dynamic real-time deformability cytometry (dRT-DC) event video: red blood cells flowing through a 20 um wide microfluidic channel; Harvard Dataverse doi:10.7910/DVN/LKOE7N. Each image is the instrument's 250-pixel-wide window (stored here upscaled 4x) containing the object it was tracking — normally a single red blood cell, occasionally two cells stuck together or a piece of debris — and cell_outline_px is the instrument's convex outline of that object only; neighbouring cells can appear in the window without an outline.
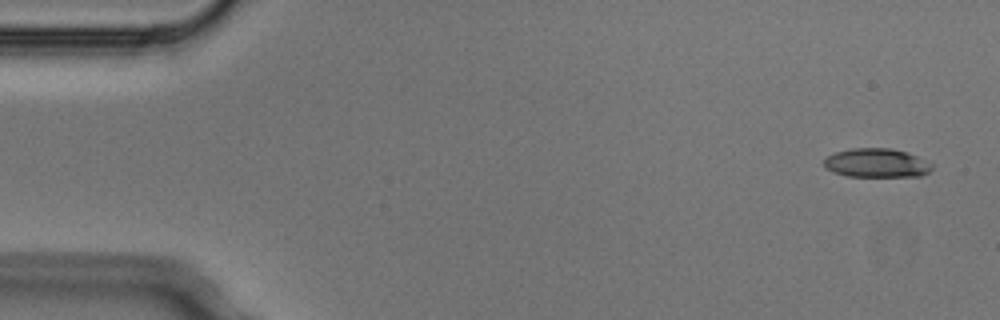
{"species": "Egyptian fruit bat (a non-hibernating species)", "species_latin": "Rousettus aegyptiacus", "temperature_condition": "cold", "stored_images_in_passage": 7, "camera_frame_rate_fps": 3000, "um_per_image_px": 0.085, "animal": {"sex": "male"}, "frame": {"image": 1, "passage_image": 1, "time_ms": 0.0, "image_size_px": [1000, 320], "cell_outline_px": [[932, 168], [928, 172], [920, 176], [848, 176], [832, 172], [824, 168], [824, 160], [828, 156], [836, 152], [852, 148], [892, 148], [916, 156], [932, 164]], "centroid_in_image_um": [74.47, 13.85], "position_along_channel_um": 10.5, "area_um2": 18.03}}
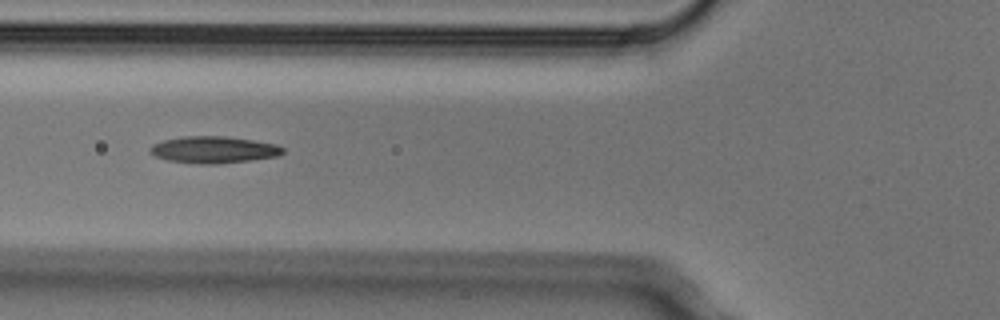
{"frame": {"image": 2, "passage_image": 6, "time_ms": 1.667, "image_size_px": [1000, 320], "cell_outline_px": [[284, 152], [280, 156], [216, 164], [200, 164], [168, 160], [156, 156], [148, 148], [152, 144], [164, 140], [184, 136], [224, 136], [252, 140], [276, 144], [284, 148]], "centroid_in_image_um": [18.18, 12.72], "position_along_channel_um": 107.6, "area_um2": 20.58}}
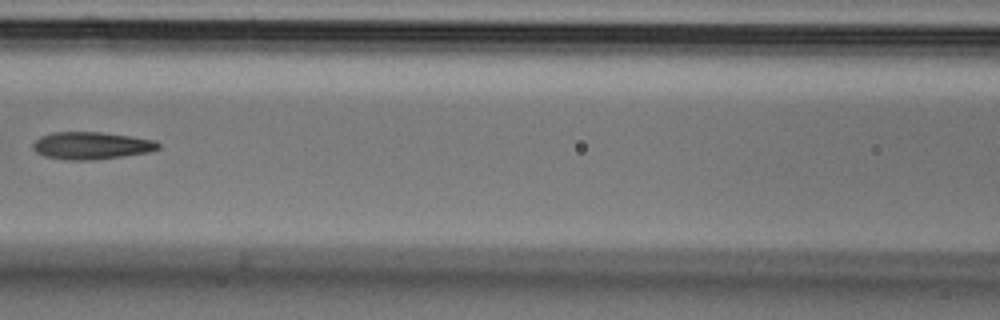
{"frame": {"image": 3, "passage_image": 7, "time_ms": 2.0, "image_size_px": [1000, 320], "cell_outline_px": [[160, 148], [148, 152], [96, 160], [68, 160], [44, 156], [36, 152], [32, 148], [32, 144], [40, 136], [52, 132], [100, 132], [132, 136], [156, 140], [160, 144]], "centroid_in_image_um": [7.76, 12.37], "position_along_channel_um": 158.8, "area_um2": 20.11}}